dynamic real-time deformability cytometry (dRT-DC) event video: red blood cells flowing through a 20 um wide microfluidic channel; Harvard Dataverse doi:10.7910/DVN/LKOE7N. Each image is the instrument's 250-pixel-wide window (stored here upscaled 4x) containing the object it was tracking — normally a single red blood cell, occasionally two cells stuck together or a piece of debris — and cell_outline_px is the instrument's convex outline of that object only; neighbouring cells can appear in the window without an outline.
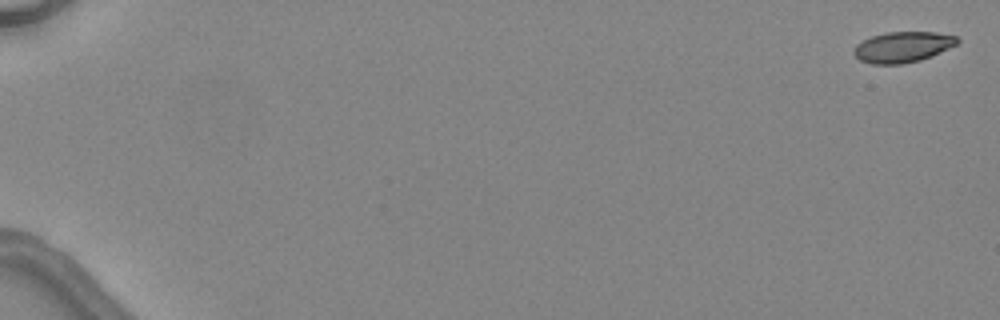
{"species": "common noctule bat (a hibernating species)", "species_latin": "Nyctalus noctula", "temperature_condition": "warm", "stored_images_in_passage": 6, "camera_frame_rate_fps": 3000, "um_per_image_px": 0.085, "animal": {"sex": "female", "body_mass_g": 24.6, "forearm_length_mm": 56.2}, "frame": {"image": 1, "passage_image": 1, "time_ms": 0.0, "image_size_px": [1000, 320], "cell_outline_px": [[960, 40], [956, 44], [932, 56], [920, 60], [900, 64], [872, 64], [860, 60], [852, 52], [856, 44], [872, 36], [888, 32], [936, 32], [956, 36]], "centroid_in_image_um": [76.72, 3.99], "position_along_channel_um": 8.3, "area_um2": 18.38}}
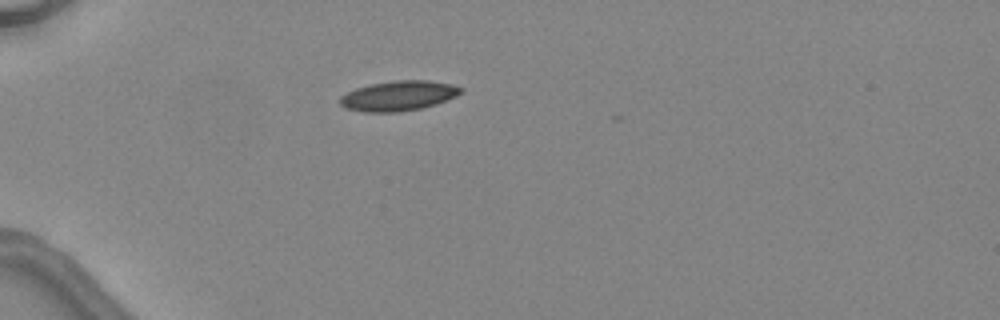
{"frame": {"image": 2, "passage_image": 5, "time_ms": 5.0, "image_size_px": [1000, 320], "cell_outline_px": [[464, 92], [456, 96], [436, 104], [420, 108], [396, 112], [364, 112], [344, 108], [340, 104], [340, 96], [356, 88], [372, 84], [396, 80], [428, 80], [448, 84], [464, 88]], "centroid_in_image_um": [33.87, 8.14], "position_along_channel_um": 51.1, "area_um2": 20.98}}